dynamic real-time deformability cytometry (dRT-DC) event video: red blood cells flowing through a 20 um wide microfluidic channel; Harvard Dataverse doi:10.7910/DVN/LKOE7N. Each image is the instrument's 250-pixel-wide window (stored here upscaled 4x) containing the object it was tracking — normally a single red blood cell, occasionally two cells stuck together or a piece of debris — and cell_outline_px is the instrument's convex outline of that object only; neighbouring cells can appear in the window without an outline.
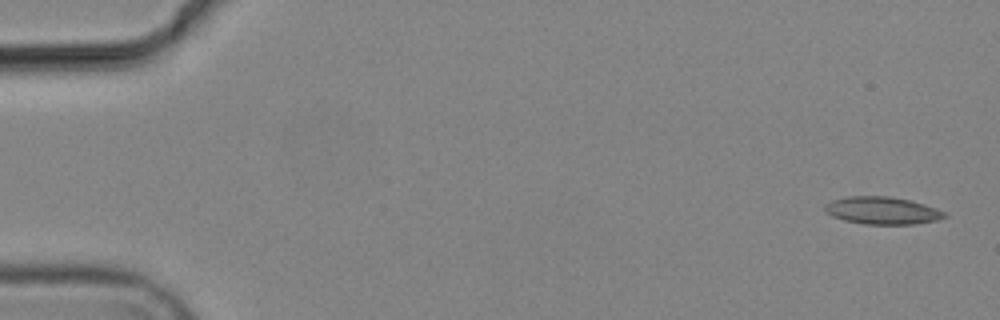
{"species": "common noctule bat (a hibernating species)", "species_latin": "Nyctalus noctula", "temperature_condition": "cold", "stored_images_in_passage": 4, "camera_frame_rate_fps": 3000, "um_per_image_px": 0.085, "animal": {"sex": "male", "body_mass_g": 19.2, "forearm_length_mm": 51.8}, "frame": {"image": 1, "passage_image": 1, "time_ms": 0.0, "image_size_px": [1000, 320], "cell_outline_px": [[948, 216], [936, 220], [916, 224], [864, 224], [844, 220], [832, 216], [824, 208], [824, 204], [832, 200], [848, 196], [888, 196], [908, 200], [924, 204], [936, 208], [944, 212]], "centroid_in_image_um": [74.98, 17.89], "position_along_channel_um": 10.0, "area_um2": 19.02}}
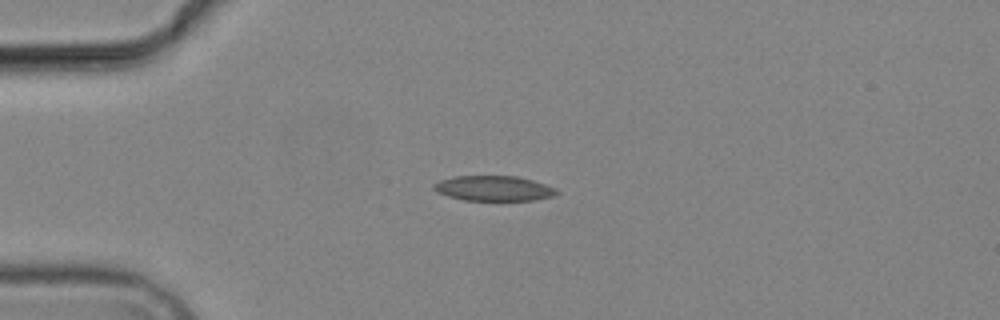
{"frame": {"image": 2, "passage_image": 3, "time_ms": 4.0, "image_size_px": [1000, 320], "cell_outline_px": [[560, 192], [556, 196], [532, 200], [464, 200], [448, 196], [436, 192], [432, 188], [432, 184], [440, 180], [452, 176], [516, 176], [532, 180], [556, 188]], "centroid_in_image_um": [41.95, 16.01], "position_along_channel_um": 43.0, "area_um2": 18.09}}